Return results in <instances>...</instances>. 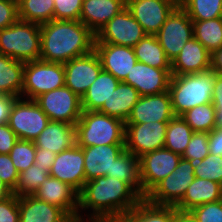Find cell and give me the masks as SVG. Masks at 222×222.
I'll return each instance as SVG.
<instances>
[{
    "label": "cell",
    "instance_id": "obj_1",
    "mask_svg": "<svg viewBox=\"0 0 222 222\" xmlns=\"http://www.w3.org/2000/svg\"><path fill=\"white\" fill-rule=\"evenodd\" d=\"M141 200L126 182L110 176L96 177L85 182L79 193L77 222H101L123 216ZM82 210L89 211V215L85 213L88 220L81 215Z\"/></svg>",
    "mask_w": 222,
    "mask_h": 222
},
{
    "label": "cell",
    "instance_id": "obj_2",
    "mask_svg": "<svg viewBox=\"0 0 222 222\" xmlns=\"http://www.w3.org/2000/svg\"><path fill=\"white\" fill-rule=\"evenodd\" d=\"M40 32L42 61L64 64L94 50L95 34L80 20H51Z\"/></svg>",
    "mask_w": 222,
    "mask_h": 222
},
{
    "label": "cell",
    "instance_id": "obj_3",
    "mask_svg": "<svg viewBox=\"0 0 222 222\" xmlns=\"http://www.w3.org/2000/svg\"><path fill=\"white\" fill-rule=\"evenodd\" d=\"M215 73L212 70L185 75H172L168 91L175 116L187 110L214 102Z\"/></svg>",
    "mask_w": 222,
    "mask_h": 222
},
{
    "label": "cell",
    "instance_id": "obj_4",
    "mask_svg": "<svg viewBox=\"0 0 222 222\" xmlns=\"http://www.w3.org/2000/svg\"><path fill=\"white\" fill-rule=\"evenodd\" d=\"M75 130L80 147L125 144V122L99 111H82Z\"/></svg>",
    "mask_w": 222,
    "mask_h": 222
},
{
    "label": "cell",
    "instance_id": "obj_5",
    "mask_svg": "<svg viewBox=\"0 0 222 222\" xmlns=\"http://www.w3.org/2000/svg\"><path fill=\"white\" fill-rule=\"evenodd\" d=\"M0 53L24 63L40 60V24L18 19L0 30Z\"/></svg>",
    "mask_w": 222,
    "mask_h": 222
},
{
    "label": "cell",
    "instance_id": "obj_6",
    "mask_svg": "<svg viewBox=\"0 0 222 222\" xmlns=\"http://www.w3.org/2000/svg\"><path fill=\"white\" fill-rule=\"evenodd\" d=\"M64 85L65 69L63 63L42 60L25 62L22 98L34 100L39 95Z\"/></svg>",
    "mask_w": 222,
    "mask_h": 222
},
{
    "label": "cell",
    "instance_id": "obj_7",
    "mask_svg": "<svg viewBox=\"0 0 222 222\" xmlns=\"http://www.w3.org/2000/svg\"><path fill=\"white\" fill-rule=\"evenodd\" d=\"M194 178V163L181 158L174 171L157 183L144 199L153 205L175 207Z\"/></svg>",
    "mask_w": 222,
    "mask_h": 222
},
{
    "label": "cell",
    "instance_id": "obj_8",
    "mask_svg": "<svg viewBox=\"0 0 222 222\" xmlns=\"http://www.w3.org/2000/svg\"><path fill=\"white\" fill-rule=\"evenodd\" d=\"M50 119L34 100L16 98L9 112L8 125L19 140L34 141Z\"/></svg>",
    "mask_w": 222,
    "mask_h": 222
},
{
    "label": "cell",
    "instance_id": "obj_9",
    "mask_svg": "<svg viewBox=\"0 0 222 222\" xmlns=\"http://www.w3.org/2000/svg\"><path fill=\"white\" fill-rule=\"evenodd\" d=\"M34 101L50 121L76 125L82 114L81 98L65 85L39 95Z\"/></svg>",
    "mask_w": 222,
    "mask_h": 222
},
{
    "label": "cell",
    "instance_id": "obj_10",
    "mask_svg": "<svg viewBox=\"0 0 222 222\" xmlns=\"http://www.w3.org/2000/svg\"><path fill=\"white\" fill-rule=\"evenodd\" d=\"M155 36L167 58L172 62L180 54L185 43L194 37L193 22L178 5L167 17Z\"/></svg>",
    "mask_w": 222,
    "mask_h": 222
},
{
    "label": "cell",
    "instance_id": "obj_11",
    "mask_svg": "<svg viewBox=\"0 0 222 222\" xmlns=\"http://www.w3.org/2000/svg\"><path fill=\"white\" fill-rule=\"evenodd\" d=\"M146 35L142 26L125 7L95 35L94 43H111L134 47Z\"/></svg>",
    "mask_w": 222,
    "mask_h": 222
},
{
    "label": "cell",
    "instance_id": "obj_12",
    "mask_svg": "<svg viewBox=\"0 0 222 222\" xmlns=\"http://www.w3.org/2000/svg\"><path fill=\"white\" fill-rule=\"evenodd\" d=\"M181 155L163 147L139 157L142 199L161 180L177 167Z\"/></svg>",
    "mask_w": 222,
    "mask_h": 222
},
{
    "label": "cell",
    "instance_id": "obj_13",
    "mask_svg": "<svg viewBox=\"0 0 222 222\" xmlns=\"http://www.w3.org/2000/svg\"><path fill=\"white\" fill-rule=\"evenodd\" d=\"M125 149L138 158L164 147L168 122L125 124Z\"/></svg>",
    "mask_w": 222,
    "mask_h": 222
},
{
    "label": "cell",
    "instance_id": "obj_14",
    "mask_svg": "<svg viewBox=\"0 0 222 222\" xmlns=\"http://www.w3.org/2000/svg\"><path fill=\"white\" fill-rule=\"evenodd\" d=\"M179 0H126V7L147 35H155Z\"/></svg>",
    "mask_w": 222,
    "mask_h": 222
},
{
    "label": "cell",
    "instance_id": "obj_15",
    "mask_svg": "<svg viewBox=\"0 0 222 222\" xmlns=\"http://www.w3.org/2000/svg\"><path fill=\"white\" fill-rule=\"evenodd\" d=\"M64 69L65 86L80 98L103 70L100 58L94 50L87 55L73 58L64 63Z\"/></svg>",
    "mask_w": 222,
    "mask_h": 222
},
{
    "label": "cell",
    "instance_id": "obj_16",
    "mask_svg": "<svg viewBox=\"0 0 222 222\" xmlns=\"http://www.w3.org/2000/svg\"><path fill=\"white\" fill-rule=\"evenodd\" d=\"M49 175L67 183L80 193L86 182L83 149L75 144L56 154Z\"/></svg>",
    "mask_w": 222,
    "mask_h": 222
},
{
    "label": "cell",
    "instance_id": "obj_17",
    "mask_svg": "<svg viewBox=\"0 0 222 222\" xmlns=\"http://www.w3.org/2000/svg\"><path fill=\"white\" fill-rule=\"evenodd\" d=\"M169 91L154 95L140 96L125 124L148 122H169L173 117Z\"/></svg>",
    "mask_w": 222,
    "mask_h": 222
},
{
    "label": "cell",
    "instance_id": "obj_18",
    "mask_svg": "<svg viewBox=\"0 0 222 222\" xmlns=\"http://www.w3.org/2000/svg\"><path fill=\"white\" fill-rule=\"evenodd\" d=\"M172 70L154 68L137 61L123 81L133 86L140 96L168 91Z\"/></svg>",
    "mask_w": 222,
    "mask_h": 222
},
{
    "label": "cell",
    "instance_id": "obj_19",
    "mask_svg": "<svg viewBox=\"0 0 222 222\" xmlns=\"http://www.w3.org/2000/svg\"><path fill=\"white\" fill-rule=\"evenodd\" d=\"M32 196L38 200L62 208L75 222H77L79 193L67 183L49 176Z\"/></svg>",
    "mask_w": 222,
    "mask_h": 222
},
{
    "label": "cell",
    "instance_id": "obj_20",
    "mask_svg": "<svg viewBox=\"0 0 222 222\" xmlns=\"http://www.w3.org/2000/svg\"><path fill=\"white\" fill-rule=\"evenodd\" d=\"M94 51L100 58L102 69L111 73L120 82L126 79L137 62L133 47L94 43Z\"/></svg>",
    "mask_w": 222,
    "mask_h": 222
},
{
    "label": "cell",
    "instance_id": "obj_21",
    "mask_svg": "<svg viewBox=\"0 0 222 222\" xmlns=\"http://www.w3.org/2000/svg\"><path fill=\"white\" fill-rule=\"evenodd\" d=\"M84 155L86 182L96 177L112 175L114 161L126 150L125 144L81 147Z\"/></svg>",
    "mask_w": 222,
    "mask_h": 222
},
{
    "label": "cell",
    "instance_id": "obj_22",
    "mask_svg": "<svg viewBox=\"0 0 222 222\" xmlns=\"http://www.w3.org/2000/svg\"><path fill=\"white\" fill-rule=\"evenodd\" d=\"M212 54L195 38L185 43L171 62L172 75L203 73L211 70Z\"/></svg>",
    "mask_w": 222,
    "mask_h": 222
},
{
    "label": "cell",
    "instance_id": "obj_23",
    "mask_svg": "<svg viewBox=\"0 0 222 222\" xmlns=\"http://www.w3.org/2000/svg\"><path fill=\"white\" fill-rule=\"evenodd\" d=\"M20 222H75L62 208L36 199L18 197Z\"/></svg>",
    "mask_w": 222,
    "mask_h": 222
},
{
    "label": "cell",
    "instance_id": "obj_24",
    "mask_svg": "<svg viewBox=\"0 0 222 222\" xmlns=\"http://www.w3.org/2000/svg\"><path fill=\"white\" fill-rule=\"evenodd\" d=\"M126 7V0H83L80 21L95 35Z\"/></svg>",
    "mask_w": 222,
    "mask_h": 222
},
{
    "label": "cell",
    "instance_id": "obj_25",
    "mask_svg": "<svg viewBox=\"0 0 222 222\" xmlns=\"http://www.w3.org/2000/svg\"><path fill=\"white\" fill-rule=\"evenodd\" d=\"M36 148L60 153L76 144L75 125L49 121L45 129L34 140Z\"/></svg>",
    "mask_w": 222,
    "mask_h": 222
},
{
    "label": "cell",
    "instance_id": "obj_26",
    "mask_svg": "<svg viewBox=\"0 0 222 222\" xmlns=\"http://www.w3.org/2000/svg\"><path fill=\"white\" fill-rule=\"evenodd\" d=\"M222 199V185L209 179L195 177L188 186L182 200L175 206L181 211H190L205 203Z\"/></svg>",
    "mask_w": 222,
    "mask_h": 222
},
{
    "label": "cell",
    "instance_id": "obj_27",
    "mask_svg": "<svg viewBox=\"0 0 222 222\" xmlns=\"http://www.w3.org/2000/svg\"><path fill=\"white\" fill-rule=\"evenodd\" d=\"M139 98L140 94L133 86L121 81L99 112L126 122Z\"/></svg>",
    "mask_w": 222,
    "mask_h": 222
},
{
    "label": "cell",
    "instance_id": "obj_28",
    "mask_svg": "<svg viewBox=\"0 0 222 222\" xmlns=\"http://www.w3.org/2000/svg\"><path fill=\"white\" fill-rule=\"evenodd\" d=\"M119 83L111 73L102 70L81 98L82 111H99Z\"/></svg>",
    "mask_w": 222,
    "mask_h": 222
},
{
    "label": "cell",
    "instance_id": "obj_29",
    "mask_svg": "<svg viewBox=\"0 0 222 222\" xmlns=\"http://www.w3.org/2000/svg\"><path fill=\"white\" fill-rule=\"evenodd\" d=\"M25 63L0 53V94L22 98Z\"/></svg>",
    "mask_w": 222,
    "mask_h": 222
},
{
    "label": "cell",
    "instance_id": "obj_30",
    "mask_svg": "<svg viewBox=\"0 0 222 222\" xmlns=\"http://www.w3.org/2000/svg\"><path fill=\"white\" fill-rule=\"evenodd\" d=\"M133 50L137 61L154 68L171 70V61L155 35H146L133 47Z\"/></svg>",
    "mask_w": 222,
    "mask_h": 222
},
{
    "label": "cell",
    "instance_id": "obj_31",
    "mask_svg": "<svg viewBox=\"0 0 222 222\" xmlns=\"http://www.w3.org/2000/svg\"><path fill=\"white\" fill-rule=\"evenodd\" d=\"M106 176L126 182L142 198L139 158L131 152L125 150L114 161L112 175Z\"/></svg>",
    "mask_w": 222,
    "mask_h": 222
},
{
    "label": "cell",
    "instance_id": "obj_32",
    "mask_svg": "<svg viewBox=\"0 0 222 222\" xmlns=\"http://www.w3.org/2000/svg\"><path fill=\"white\" fill-rule=\"evenodd\" d=\"M174 206H157L142 199L123 217L128 222H173Z\"/></svg>",
    "mask_w": 222,
    "mask_h": 222
},
{
    "label": "cell",
    "instance_id": "obj_33",
    "mask_svg": "<svg viewBox=\"0 0 222 222\" xmlns=\"http://www.w3.org/2000/svg\"><path fill=\"white\" fill-rule=\"evenodd\" d=\"M181 117L194 132L210 133L219 125V116L214 102L195 106L183 113Z\"/></svg>",
    "mask_w": 222,
    "mask_h": 222
},
{
    "label": "cell",
    "instance_id": "obj_34",
    "mask_svg": "<svg viewBox=\"0 0 222 222\" xmlns=\"http://www.w3.org/2000/svg\"><path fill=\"white\" fill-rule=\"evenodd\" d=\"M20 20L44 24L54 20V0H18Z\"/></svg>",
    "mask_w": 222,
    "mask_h": 222
},
{
    "label": "cell",
    "instance_id": "obj_35",
    "mask_svg": "<svg viewBox=\"0 0 222 222\" xmlns=\"http://www.w3.org/2000/svg\"><path fill=\"white\" fill-rule=\"evenodd\" d=\"M193 133L181 116H174L168 122L164 147L182 156Z\"/></svg>",
    "mask_w": 222,
    "mask_h": 222
},
{
    "label": "cell",
    "instance_id": "obj_36",
    "mask_svg": "<svg viewBox=\"0 0 222 222\" xmlns=\"http://www.w3.org/2000/svg\"><path fill=\"white\" fill-rule=\"evenodd\" d=\"M192 22L194 37L211 54L222 48V18Z\"/></svg>",
    "mask_w": 222,
    "mask_h": 222
},
{
    "label": "cell",
    "instance_id": "obj_37",
    "mask_svg": "<svg viewBox=\"0 0 222 222\" xmlns=\"http://www.w3.org/2000/svg\"><path fill=\"white\" fill-rule=\"evenodd\" d=\"M192 21L222 18V0H179Z\"/></svg>",
    "mask_w": 222,
    "mask_h": 222
},
{
    "label": "cell",
    "instance_id": "obj_38",
    "mask_svg": "<svg viewBox=\"0 0 222 222\" xmlns=\"http://www.w3.org/2000/svg\"><path fill=\"white\" fill-rule=\"evenodd\" d=\"M49 176V172L33 164L25 171L19 173L18 182L12 194L17 197L33 195Z\"/></svg>",
    "mask_w": 222,
    "mask_h": 222
},
{
    "label": "cell",
    "instance_id": "obj_39",
    "mask_svg": "<svg viewBox=\"0 0 222 222\" xmlns=\"http://www.w3.org/2000/svg\"><path fill=\"white\" fill-rule=\"evenodd\" d=\"M9 155L18 172L25 171L35 164L36 146L34 141L18 139Z\"/></svg>",
    "mask_w": 222,
    "mask_h": 222
},
{
    "label": "cell",
    "instance_id": "obj_40",
    "mask_svg": "<svg viewBox=\"0 0 222 222\" xmlns=\"http://www.w3.org/2000/svg\"><path fill=\"white\" fill-rule=\"evenodd\" d=\"M194 175L222 185V156L209 153L204 159L194 163Z\"/></svg>",
    "mask_w": 222,
    "mask_h": 222
},
{
    "label": "cell",
    "instance_id": "obj_41",
    "mask_svg": "<svg viewBox=\"0 0 222 222\" xmlns=\"http://www.w3.org/2000/svg\"><path fill=\"white\" fill-rule=\"evenodd\" d=\"M208 139L209 133L194 132L185 152L182 155V158L190 160L193 163L204 159L209 154Z\"/></svg>",
    "mask_w": 222,
    "mask_h": 222
},
{
    "label": "cell",
    "instance_id": "obj_42",
    "mask_svg": "<svg viewBox=\"0 0 222 222\" xmlns=\"http://www.w3.org/2000/svg\"><path fill=\"white\" fill-rule=\"evenodd\" d=\"M83 0H54V20H80Z\"/></svg>",
    "mask_w": 222,
    "mask_h": 222
},
{
    "label": "cell",
    "instance_id": "obj_43",
    "mask_svg": "<svg viewBox=\"0 0 222 222\" xmlns=\"http://www.w3.org/2000/svg\"><path fill=\"white\" fill-rule=\"evenodd\" d=\"M197 222H222V199L190 210Z\"/></svg>",
    "mask_w": 222,
    "mask_h": 222
},
{
    "label": "cell",
    "instance_id": "obj_44",
    "mask_svg": "<svg viewBox=\"0 0 222 222\" xmlns=\"http://www.w3.org/2000/svg\"><path fill=\"white\" fill-rule=\"evenodd\" d=\"M19 172L9 154H0V178L13 191L18 182Z\"/></svg>",
    "mask_w": 222,
    "mask_h": 222
},
{
    "label": "cell",
    "instance_id": "obj_45",
    "mask_svg": "<svg viewBox=\"0 0 222 222\" xmlns=\"http://www.w3.org/2000/svg\"><path fill=\"white\" fill-rule=\"evenodd\" d=\"M19 19L16 0H0V30L11 26Z\"/></svg>",
    "mask_w": 222,
    "mask_h": 222
},
{
    "label": "cell",
    "instance_id": "obj_46",
    "mask_svg": "<svg viewBox=\"0 0 222 222\" xmlns=\"http://www.w3.org/2000/svg\"><path fill=\"white\" fill-rule=\"evenodd\" d=\"M0 222H20L18 197L11 195L0 202Z\"/></svg>",
    "mask_w": 222,
    "mask_h": 222
},
{
    "label": "cell",
    "instance_id": "obj_47",
    "mask_svg": "<svg viewBox=\"0 0 222 222\" xmlns=\"http://www.w3.org/2000/svg\"><path fill=\"white\" fill-rule=\"evenodd\" d=\"M17 141L18 137L8 123L0 124V154H9Z\"/></svg>",
    "mask_w": 222,
    "mask_h": 222
},
{
    "label": "cell",
    "instance_id": "obj_48",
    "mask_svg": "<svg viewBox=\"0 0 222 222\" xmlns=\"http://www.w3.org/2000/svg\"><path fill=\"white\" fill-rule=\"evenodd\" d=\"M208 149L210 154L222 156V125L209 133Z\"/></svg>",
    "mask_w": 222,
    "mask_h": 222
},
{
    "label": "cell",
    "instance_id": "obj_49",
    "mask_svg": "<svg viewBox=\"0 0 222 222\" xmlns=\"http://www.w3.org/2000/svg\"><path fill=\"white\" fill-rule=\"evenodd\" d=\"M56 153L52 151L36 148L35 164L46 172H49L55 160Z\"/></svg>",
    "mask_w": 222,
    "mask_h": 222
},
{
    "label": "cell",
    "instance_id": "obj_50",
    "mask_svg": "<svg viewBox=\"0 0 222 222\" xmlns=\"http://www.w3.org/2000/svg\"><path fill=\"white\" fill-rule=\"evenodd\" d=\"M214 104L219 116V125H222V75L215 73Z\"/></svg>",
    "mask_w": 222,
    "mask_h": 222
},
{
    "label": "cell",
    "instance_id": "obj_51",
    "mask_svg": "<svg viewBox=\"0 0 222 222\" xmlns=\"http://www.w3.org/2000/svg\"><path fill=\"white\" fill-rule=\"evenodd\" d=\"M16 97L0 94V124L8 123L9 112Z\"/></svg>",
    "mask_w": 222,
    "mask_h": 222
},
{
    "label": "cell",
    "instance_id": "obj_52",
    "mask_svg": "<svg viewBox=\"0 0 222 222\" xmlns=\"http://www.w3.org/2000/svg\"><path fill=\"white\" fill-rule=\"evenodd\" d=\"M211 70L216 74L222 75V48L212 53Z\"/></svg>",
    "mask_w": 222,
    "mask_h": 222
},
{
    "label": "cell",
    "instance_id": "obj_53",
    "mask_svg": "<svg viewBox=\"0 0 222 222\" xmlns=\"http://www.w3.org/2000/svg\"><path fill=\"white\" fill-rule=\"evenodd\" d=\"M173 222H197L190 211H181L174 207Z\"/></svg>",
    "mask_w": 222,
    "mask_h": 222
},
{
    "label": "cell",
    "instance_id": "obj_54",
    "mask_svg": "<svg viewBox=\"0 0 222 222\" xmlns=\"http://www.w3.org/2000/svg\"><path fill=\"white\" fill-rule=\"evenodd\" d=\"M12 195V190L0 178V202L8 199Z\"/></svg>",
    "mask_w": 222,
    "mask_h": 222
},
{
    "label": "cell",
    "instance_id": "obj_55",
    "mask_svg": "<svg viewBox=\"0 0 222 222\" xmlns=\"http://www.w3.org/2000/svg\"><path fill=\"white\" fill-rule=\"evenodd\" d=\"M101 222H128V221L123 216H119V217L109 218Z\"/></svg>",
    "mask_w": 222,
    "mask_h": 222
}]
</instances>
